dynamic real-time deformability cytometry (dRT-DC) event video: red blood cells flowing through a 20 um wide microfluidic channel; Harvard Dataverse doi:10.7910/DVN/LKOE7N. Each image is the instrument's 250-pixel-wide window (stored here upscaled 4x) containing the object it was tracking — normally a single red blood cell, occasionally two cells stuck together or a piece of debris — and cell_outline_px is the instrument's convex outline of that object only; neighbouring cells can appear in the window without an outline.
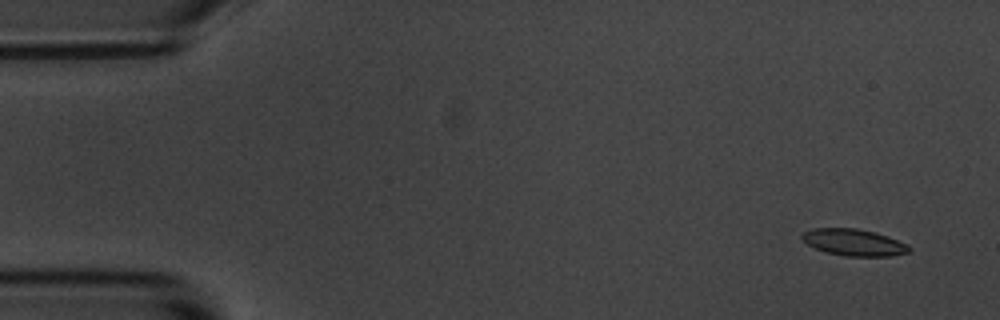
{"species": "common noctule bat (a hibernating species)", "species_latin": "Nyctalus noctula", "temperature_condition": "room temperature", "stored_images_in_passage": 10, "camera_frame_rate_fps": 3000, "um_per_image_px": 0.085, "animal": {"sex": "male", "body_mass_g": 20.1, "forearm_length_mm": 53.5}, "frame": {"image": 1, "passage_image": 1, "time_ms": 0.0, "image_size_px": [1000, 320], "cell_outline_px": [[912, 252], [892, 256], [844, 256], [824, 252], [808, 244], [800, 236], [804, 232], [812, 228], [856, 228], [876, 232], [888, 236], [908, 244], [912, 248]], "centroid_in_image_um": [72.63, 20.61], "position_along_channel_um": 12.4, "area_um2": 16.88}}
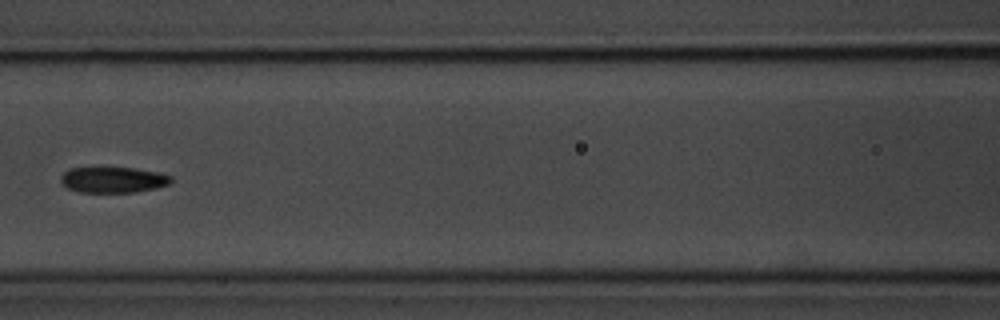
{"frame": {"image": 2, "passage_image": 7, "time_ms": 2.0, "image_size_px": [1000, 320], "cell_outline_px": [[172, 180], [168, 184], [156, 188], [136, 192], [80, 192], [68, 188], [60, 184], [60, 176], [68, 168], [132, 168], [156, 172], [172, 176]], "centroid_in_image_um": [9.57, 15.29], "position_along_channel_um": 157.0, "area_um2": 16.53}}
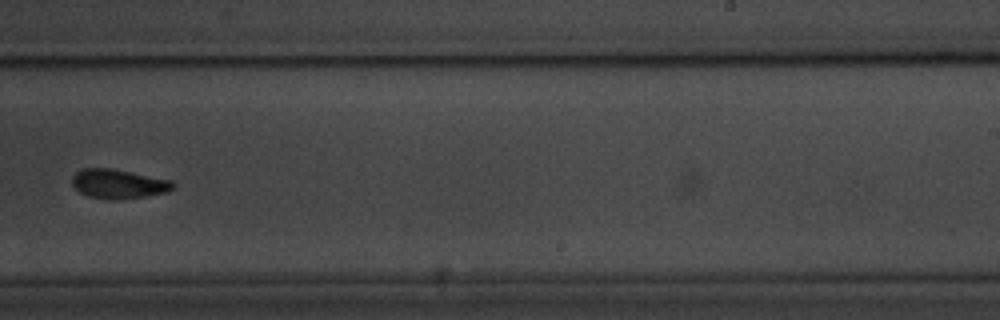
{"frame": {"image": 3, "passage_image": 10, "time_ms": 3.0, "image_size_px": [1000, 320], "cell_outline_px": [[176, 188], [168, 192], [144, 196], [116, 200], [108, 200], [88, 196], [80, 192], [72, 184], [72, 176], [80, 168], [112, 168], [172, 180], [176, 184]], "centroid_in_image_um": [10.09, 15.62], "position_along_channel_um": 278.9, "area_um2": 17.46}}